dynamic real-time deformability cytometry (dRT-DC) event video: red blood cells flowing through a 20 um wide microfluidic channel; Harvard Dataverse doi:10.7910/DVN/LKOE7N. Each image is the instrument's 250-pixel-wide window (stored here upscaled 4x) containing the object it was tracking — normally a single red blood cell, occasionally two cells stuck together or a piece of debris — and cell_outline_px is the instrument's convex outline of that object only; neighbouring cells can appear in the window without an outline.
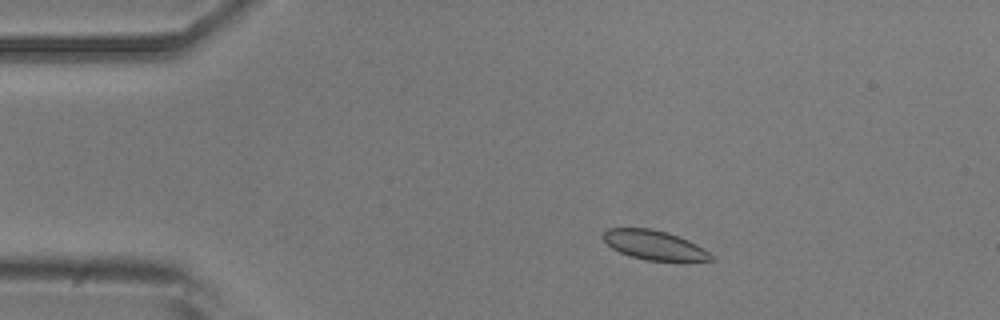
{"species": "common noctule bat (a hibernating species)", "species_latin": "Nyctalus noctula", "temperature_condition": "room temperature", "stored_images_in_passage": 6, "camera_frame_rate_fps": 3000, "um_per_image_px": 0.085, "animal": {"sex": "male", "body_mass_g": 20.5, "forearm_length_mm": 52.5}, "frame": {"image": 1, "passage_image": 3, "time_ms": 2.333, "image_size_px": [1000, 320], "cell_outline_px": [[716, 260], [644, 260], [620, 252], [612, 248], [604, 240], [604, 232], [608, 228], [652, 228], [668, 232], [688, 240], [704, 248]], "centroid_in_image_um": [55.61, 20.81], "position_along_channel_um": 29.4, "area_um2": 18.15}}
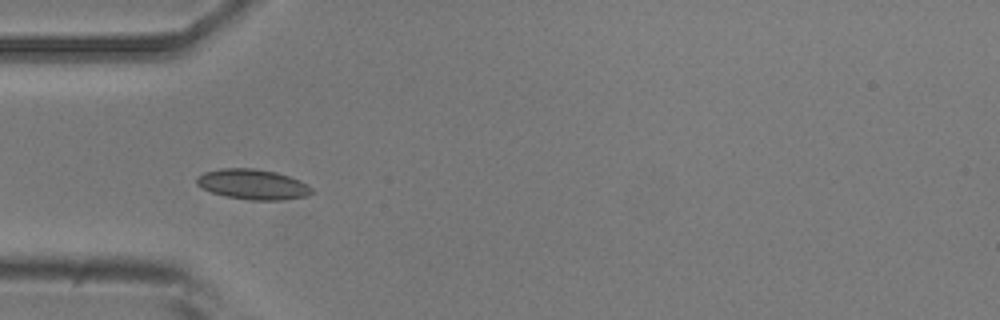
{"frame": {"image": 2, "passage_image": 5, "time_ms": 4.667, "image_size_px": [1000, 320], "cell_outline_px": [[312, 192], [308, 196], [280, 200], [252, 200], [224, 196], [212, 192], [196, 184], [196, 176], [204, 172], [220, 168], [252, 168], [276, 172], [300, 180], [308, 184], [312, 188]], "centroid_in_image_um": [21.48, 15.66], "position_along_channel_um": 63.5, "area_um2": 20.29}}
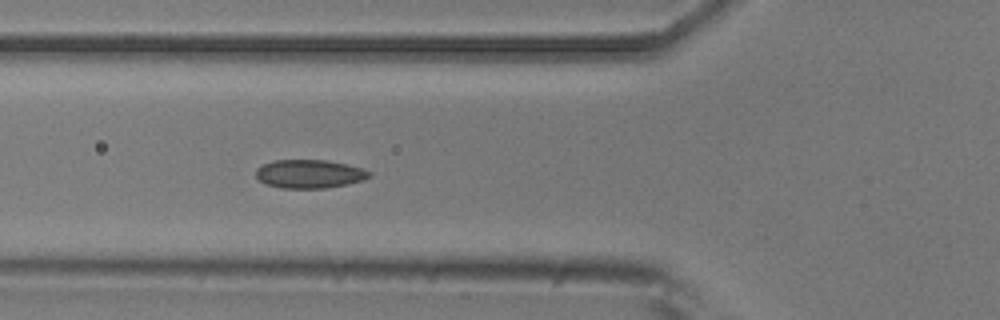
{"frame": {"image": 3, "passage_image": 6, "time_ms": 5.667, "image_size_px": [1000, 320], "cell_outline_px": [[372, 176], [364, 180], [348, 184], [324, 188], [280, 188], [264, 184], [256, 176], [256, 168], [264, 164], [276, 160], [328, 160], [348, 164], [364, 168], [372, 172]], "centroid_in_image_um": [26.35, 14.78], "position_along_channel_um": 99.5, "area_um2": 19.07}}